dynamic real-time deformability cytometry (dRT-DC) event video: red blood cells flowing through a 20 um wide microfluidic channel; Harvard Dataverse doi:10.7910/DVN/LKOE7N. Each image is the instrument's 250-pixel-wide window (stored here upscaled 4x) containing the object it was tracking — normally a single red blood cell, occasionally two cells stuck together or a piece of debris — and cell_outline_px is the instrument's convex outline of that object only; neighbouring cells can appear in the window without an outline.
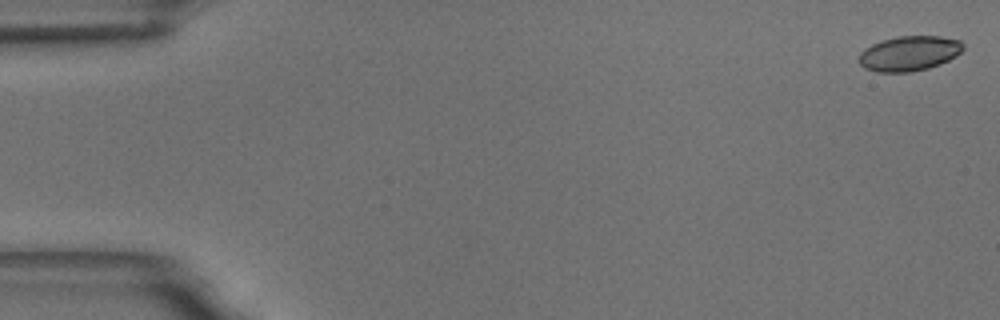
{"species": "common noctule bat (a hibernating species)", "species_latin": "Nyctalus noctula", "temperature_condition": "room temperature", "stored_images_in_passage": 9, "camera_frame_rate_fps": 3000, "um_per_image_px": 0.085, "animal": {"sex": "male", "body_mass_g": 18.8}, "frame": {"image": 1, "passage_image": 1, "time_ms": 0.0, "image_size_px": [1000, 320], "cell_outline_px": [[964, 48], [956, 56], [940, 64], [928, 68], [908, 72], [876, 72], [864, 68], [856, 60], [860, 52], [864, 48], [880, 40], [896, 36], [940, 36], [960, 40], [964, 44]], "centroid_in_image_um": [77.24, 4.53], "position_along_channel_um": 7.8, "area_um2": 21.5}}